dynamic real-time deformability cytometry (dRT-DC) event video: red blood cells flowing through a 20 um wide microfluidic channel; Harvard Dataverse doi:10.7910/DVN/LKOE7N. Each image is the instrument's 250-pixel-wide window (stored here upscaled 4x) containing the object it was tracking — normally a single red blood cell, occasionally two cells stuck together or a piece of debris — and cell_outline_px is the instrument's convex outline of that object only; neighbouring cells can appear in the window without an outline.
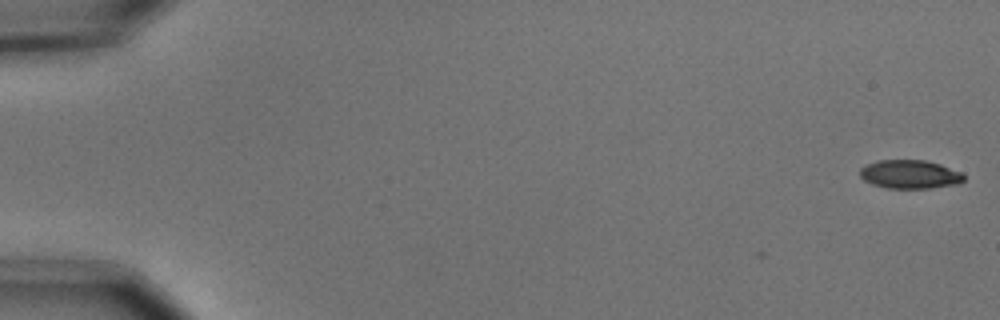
{"species": "common noctule bat (a hibernating species)", "species_latin": "Nyctalus noctula", "temperature_condition": "cold", "stored_images_in_passage": 16, "camera_frame_rate_fps": 3000, "um_per_image_px": 0.085, "animal": {"sex": "male", "body_mass_g": 15.6}, "frame": {"image": 1, "passage_image": 1, "time_ms": 0.0, "image_size_px": [1000, 320], "cell_outline_px": [[964, 180], [960, 184], [932, 188], [888, 188], [872, 184], [864, 180], [860, 176], [860, 168], [864, 164], [876, 160], [924, 160], [940, 164], [964, 172]], "centroid_in_image_um": [77.36, 14.81], "position_along_channel_um": 7.6, "area_um2": 17.63}}
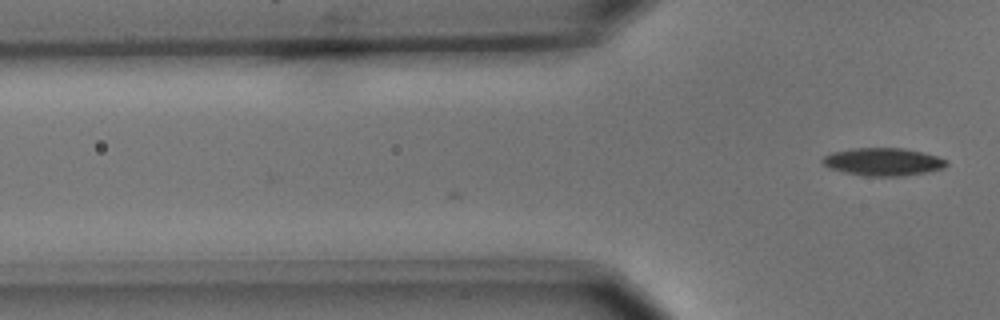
{"frame": {"image": 2, "passage_image": 16, "time_ms": 5.0, "image_size_px": [1000, 320], "cell_outline_px": [[948, 164], [944, 168], [904, 176], [868, 176], [844, 172], [828, 168], [820, 160], [824, 156], [832, 152], [852, 148], [904, 148], [924, 152], [948, 160]], "centroid_in_image_um": [75.06, 13.74], "position_along_channel_um": 50.7, "area_um2": 20.11}}